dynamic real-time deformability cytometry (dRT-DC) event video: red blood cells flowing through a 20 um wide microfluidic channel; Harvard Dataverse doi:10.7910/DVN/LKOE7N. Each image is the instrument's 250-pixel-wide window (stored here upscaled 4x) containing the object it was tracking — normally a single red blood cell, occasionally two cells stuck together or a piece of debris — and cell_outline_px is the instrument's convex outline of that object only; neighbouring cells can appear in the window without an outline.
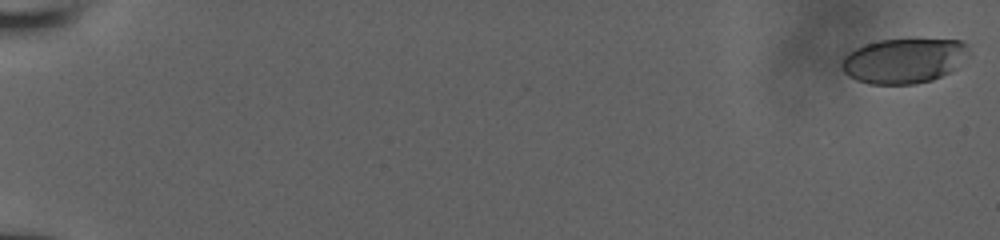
{"species": "human", "species_latin": "Homo sapiens", "temperature_condition": "room temperature", "stored_images_in_passage": 7, "camera_frame_rate_fps": 3000, "um_per_image_px": 0.085, "donor": {"sex": "male"}, "frame": {"image": 1, "passage_image": 1, "time_ms": 0.0, "image_size_px": [1000, 240], "cell_outline_px": [[972, 52], [948, 72], [932, 80], [916, 84], [868, 84], [856, 80], [848, 76], [844, 72], [840, 64], [844, 56], [848, 52], [864, 44], [880, 40], [960, 40], [968, 44]], "centroid_in_image_um": [76.8, 5.16], "position_along_channel_um": 8.2, "area_um2": 33.23}}